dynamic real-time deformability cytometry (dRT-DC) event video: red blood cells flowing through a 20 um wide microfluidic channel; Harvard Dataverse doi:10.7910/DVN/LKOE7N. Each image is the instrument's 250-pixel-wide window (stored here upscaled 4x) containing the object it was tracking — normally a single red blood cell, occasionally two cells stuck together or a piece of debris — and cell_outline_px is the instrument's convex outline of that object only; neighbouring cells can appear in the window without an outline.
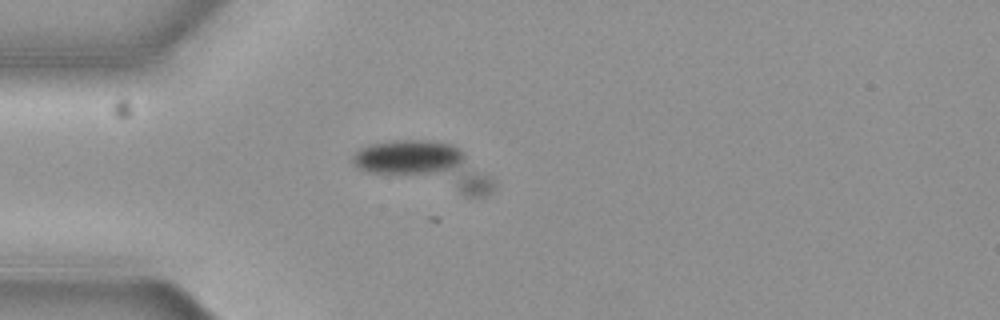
{"species": "common noctule bat (a hibernating species)", "species_latin": "Nyctalus noctula", "temperature_condition": "cold", "stored_images_in_passage": 6, "camera_frame_rate_fps": 3000, "um_per_image_px": 0.085, "animal": {"sex": "female", "body_mass_g": 19.3, "forearm_length_mm": 54.1}, "frame": {"image": 1, "passage_image": 6, "time_ms": 1.667, "image_size_px": [1000, 320], "cell_outline_px": [[492, 188], [488, 192], [480, 196], [468, 196], [368, 172], [360, 168], [352, 160], [356, 152], [360, 148], [372, 144], [392, 140], [428, 140], [448, 144], [460, 148], [492, 180]], "centroid_in_image_um": [36.15, 14.07], "position_along_channel_um": 48.9, "area_um2": 36.41}}